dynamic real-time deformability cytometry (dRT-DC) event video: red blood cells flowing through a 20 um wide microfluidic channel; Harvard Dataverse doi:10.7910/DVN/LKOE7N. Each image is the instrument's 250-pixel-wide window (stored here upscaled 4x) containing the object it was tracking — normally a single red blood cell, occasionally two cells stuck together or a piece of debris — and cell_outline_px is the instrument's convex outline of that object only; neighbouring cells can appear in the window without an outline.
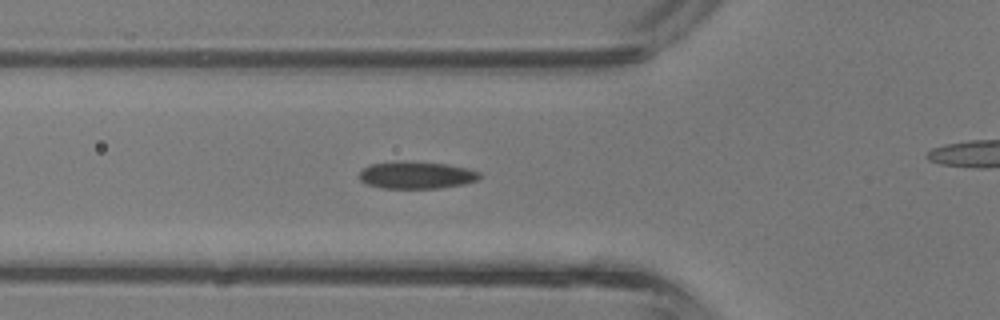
{"species": "common noctule bat (a hibernating species)", "species_latin": "Nyctalus noctula", "temperature_condition": "room temperature", "stored_images_in_passage": 23, "camera_frame_rate_fps": 3000, "um_per_image_px": 0.085, "animal": {"sex": "male", "body_mass_g": 13.3}, "frame": {"image": 1, "passage_image": 2, "time_ms": 0.333, "image_size_px": [1000, 320], "cell_outline_px": [[480, 180], [464, 184], [440, 188], [380, 188], [368, 184], [360, 180], [360, 172], [368, 164], [404, 160], [448, 164], [468, 168], [480, 172]], "centroid_in_image_um": [35.42, 14.87], "position_along_channel_um": 90.4, "area_um2": 19.36}}
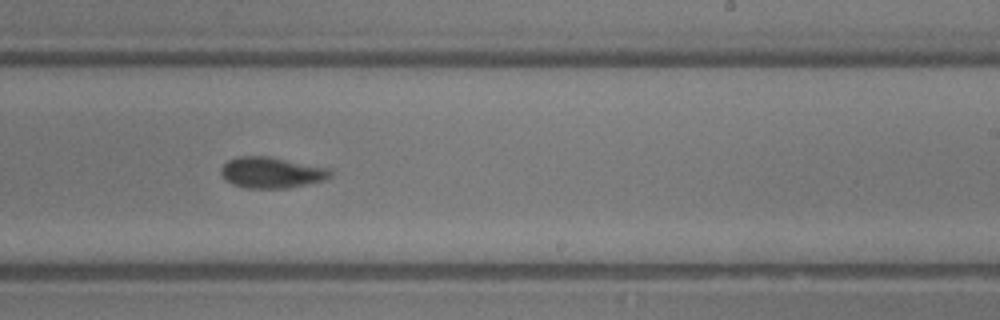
{"frame": {"image": 2, "passage_image": 13, "time_ms": 4.0, "image_size_px": [1000, 320], "cell_outline_px": [[332, 176], [324, 180], [288, 188], [248, 188], [232, 184], [224, 180], [220, 176], [220, 168], [228, 160], [236, 156], [268, 156], [332, 168]], "centroid_in_image_um": [23.07, 14.66], "position_along_channel_um": 265.9, "area_um2": 20.06}}
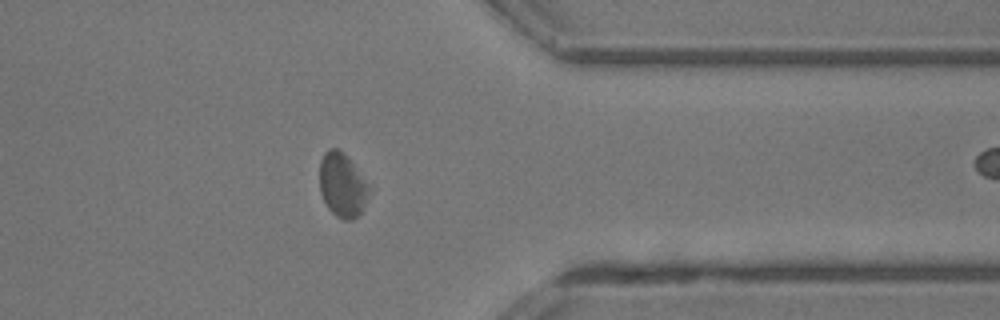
{"frame": {"image": 3, "passage_image": 21, "time_ms": 6.667, "image_size_px": [1000, 320], "cell_outline_px": [[368, 188], [364, 208], [352, 220], [344, 220], [336, 216], [328, 208], [320, 192], [320, 160], [324, 152], [328, 148], [336, 148], [352, 164], [364, 180]], "centroid_in_image_um": [29.04, 15.76], "position_along_channel_um": 382.4, "area_um2": 17.74}}